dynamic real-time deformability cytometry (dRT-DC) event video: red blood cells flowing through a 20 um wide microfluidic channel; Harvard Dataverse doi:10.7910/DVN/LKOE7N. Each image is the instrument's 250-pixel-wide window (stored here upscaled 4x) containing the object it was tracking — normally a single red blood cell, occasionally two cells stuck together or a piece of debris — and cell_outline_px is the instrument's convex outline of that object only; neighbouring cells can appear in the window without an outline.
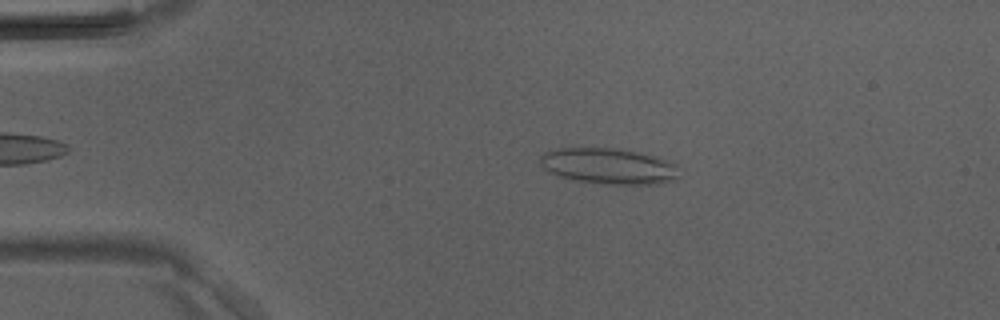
{"species": "Egyptian fruit bat (a non-hibernating species)", "species_latin": "Rousettus aegyptiacus", "temperature_condition": "room temperature", "stored_images_in_passage": 38, "camera_frame_rate_fps": 3000, "um_per_image_px": 0.085, "animal": {"sex": "male"}, "frame": {"image": 1, "passage_image": 8, "time_ms": 2.333, "image_size_px": [1000, 320], "cell_outline_px": [[676, 176], [672, 180], [660, 184], [612, 184], [580, 180], [560, 176], [548, 172], [540, 164], [540, 156], [544, 152], [556, 148], [620, 148], [652, 156], [676, 164]], "centroid_in_image_um": [51.68, 14.1], "position_along_channel_um": 33.3, "area_um2": 28.55}}
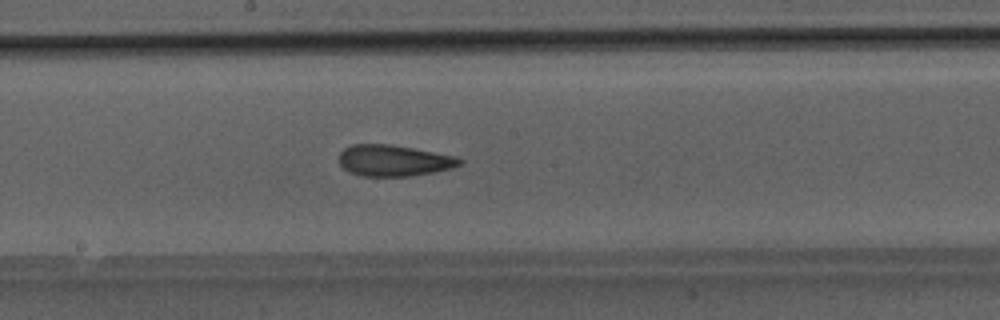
{"frame": {"image": 2, "passage_image": 23, "time_ms": 7.333, "image_size_px": [1000, 320], "cell_outline_px": [[464, 160], [460, 164], [452, 168], [432, 172], [408, 176], [364, 176], [348, 172], [340, 164], [340, 152], [344, 148], [352, 144], [392, 144], [456, 156]], "centroid_in_image_um": [33.47, 13.64], "position_along_channel_um": 214.7, "area_um2": 21.91}}
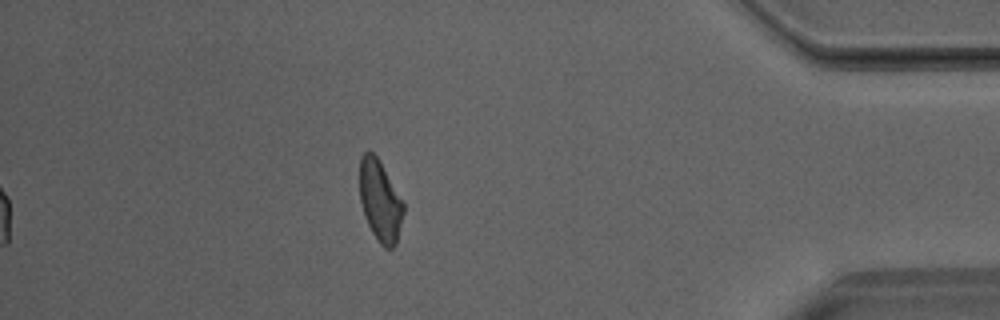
{"frame": {"image": 3, "passage_image": 38, "time_ms": 12.333, "image_size_px": [1000, 320], "cell_outline_px": [[404, 212], [396, 244], [392, 248], [384, 248], [380, 244], [372, 232], [364, 216], [360, 200], [360, 156], [368, 148], [376, 156], [404, 200]], "centroid_in_image_um": [32.31, 17.06], "position_along_channel_um": 402.9, "area_um2": 20.87}}